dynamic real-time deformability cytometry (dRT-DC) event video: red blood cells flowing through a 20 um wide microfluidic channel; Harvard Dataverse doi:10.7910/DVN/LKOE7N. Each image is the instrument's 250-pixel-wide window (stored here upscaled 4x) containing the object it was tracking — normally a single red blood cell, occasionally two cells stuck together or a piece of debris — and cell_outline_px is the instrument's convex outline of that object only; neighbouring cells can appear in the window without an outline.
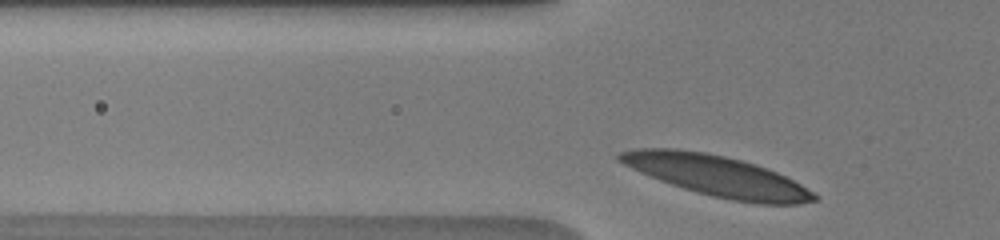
{"species": "human", "species_latin": "Homo sapiens", "temperature_condition": "warm", "stored_images_in_passage": 22, "camera_frame_rate_fps": 3000, "um_per_image_px": 0.085, "donor": {"sex": "male"}, "frame": {"image": 1, "passage_image": 2, "time_ms": 0.333, "image_size_px": [1000, 240], "cell_outline_px": [[816, 200], [800, 204], [756, 204], [732, 200], [712, 196], [684, 188], [660, 180], [640, 172], [616, 160], [616, 156], [620, 152], [636, 148], [676, 148], [704, 152], [724, 156], [740, 160], [776, 172], [800, 184], [812, 192], [816, 196]], "centroid_in_image_um": [60.9, 14.94], "position_along_channel_um": 64.9, "area_um2": 45.43}}
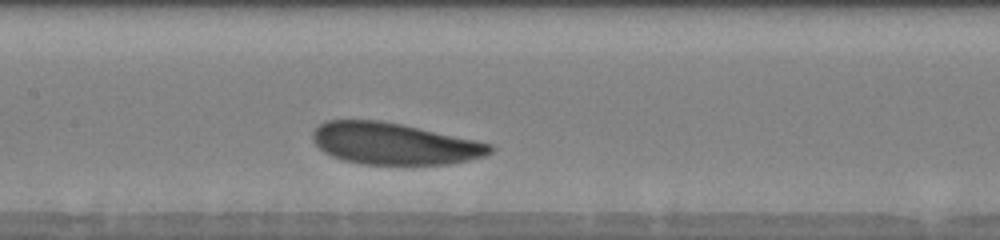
{"frame": {"image": 2, "passage_image": 12, "time_ms": 3.333, "image_size_px": [1000, 240], "cell_outline_px": [[496, 148], [492, 152], [484, 156], [468, 160], [448, 164], [360, 164], [340, 160], [324, 152], [316, 144], [312, 136], [312, 132], [320, 124], [328, 120], [380, 120], [400, 124], [476, 140], [492, 144]], "centroid_in_image_um": [33.5, 12.22], "position_along_channel_um": 173.9, "area_um2": 42.95}}
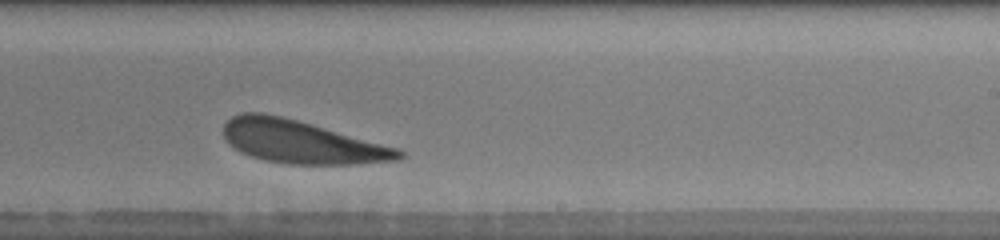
{"frame": {"image": 3, "passage_image": 17, "time_ms": 5.667, "image_size_px": [1000, 240], "cell_outline_px": [[408, 156], [400, 160], [360, 164], [288, 164], [264, 160], [240, 152], [228, 144], [224, 136], [224, 124], [232, 116], [244, 112], [264, 112], [312, 124], [400, 148]], "centroid_in_image_um": [25.67, 12.07], "position_along_channel_um": 263.3, "area_um2": 44.1}}